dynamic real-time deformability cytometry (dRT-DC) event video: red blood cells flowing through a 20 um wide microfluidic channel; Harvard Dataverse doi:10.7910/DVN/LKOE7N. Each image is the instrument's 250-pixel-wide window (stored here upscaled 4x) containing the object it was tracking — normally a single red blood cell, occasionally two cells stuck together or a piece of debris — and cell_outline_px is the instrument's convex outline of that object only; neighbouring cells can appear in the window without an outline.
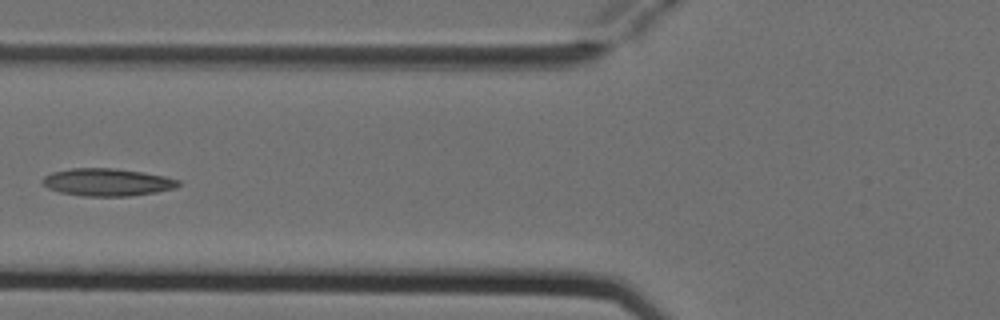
{"species": "Egyptian fruit bat (a non-hibernating species)", "species_latin": "Rousettus aegyptiacus", "temperature_condition": "cold", "stored_images_in_passage": 6, "camera_frame_rate_fps": 3000, "um_per_image_px": 0.085, "animal": {"sex": "female"}, "frame": {"image": 1, "passage_image": 6, "time_ms": 1.667, "image_size_px": [1000, 320], "cell_outline_px": [[180, 184], [176, 188], [156, 192], [132, 196], [84, 196], [60, 192], [48, 188], [40, 180], [44, 176], [52, 172], [72, 168], [112, 168], [144, 172], [164, 176], [180, 180]], "centroid_in_image_um": [9.12, 15.48], "position_along_channel_um": 116.7, "area_um2": 21.85}}